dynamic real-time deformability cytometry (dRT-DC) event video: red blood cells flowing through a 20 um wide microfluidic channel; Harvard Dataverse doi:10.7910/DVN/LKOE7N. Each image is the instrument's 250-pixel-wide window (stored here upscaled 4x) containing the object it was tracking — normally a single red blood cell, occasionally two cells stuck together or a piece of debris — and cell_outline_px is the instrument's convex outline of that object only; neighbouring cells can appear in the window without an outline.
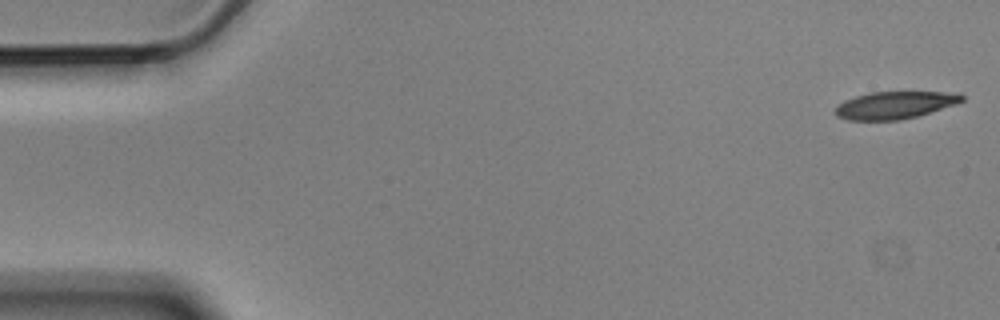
{"species": "Egyptian fruit bat (a non-hibernating species)", "species_latin": "Rousettus aegyptiacus", "temperature_condition": "cold", "stored_images_in_passage": 6, "camera_frame_rate_fps": 3000, "um_per_image_px": 0.085, "animal": {"sex": "male"}, "frame": {"image": 1, "passage_image": 1, "time_ms": 0.0, "image_size_px": [1000, 320], "cell_outline_px": [[964, 100], [956, 104], [916, 116], [900, 120], [848, 120], [836, 116], [832, 112], [836, 104], [844, 100], [856, 96], [872, 92], [960, 92], [964, 96]], "centroid_in_image_um": [76.02, 8.93], "position_along_channel_um": 9.0, "area_um2": 20.35}}
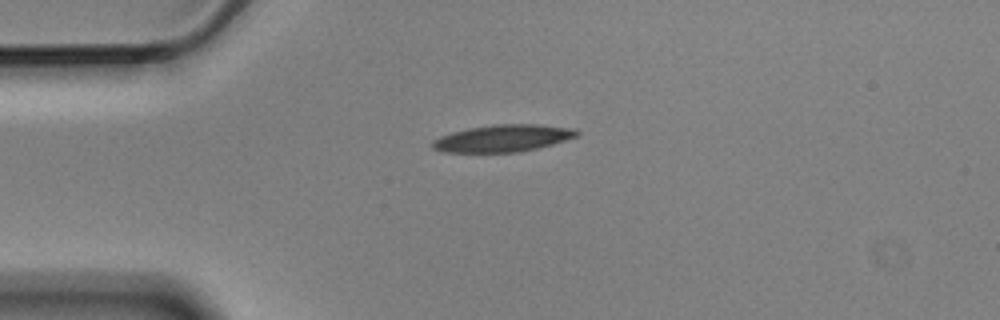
{"frame": {"image": 2, "passage_image": 4, "time_ms": 1.0, "image_size_px": [1000, 320], "cell_outline_px": [[580, 132], [576, 136], [552, 144], [520, 152], [444, 152], [432, 148], [432, 140], [440, 136], [452, 132], [468, 128], [496, 124], [536, 124], [576, 128]], "centroid_in_image_um": [42.74, 11.74], "position_along_channel_um": 42.3, "area_um2": 22.72}}
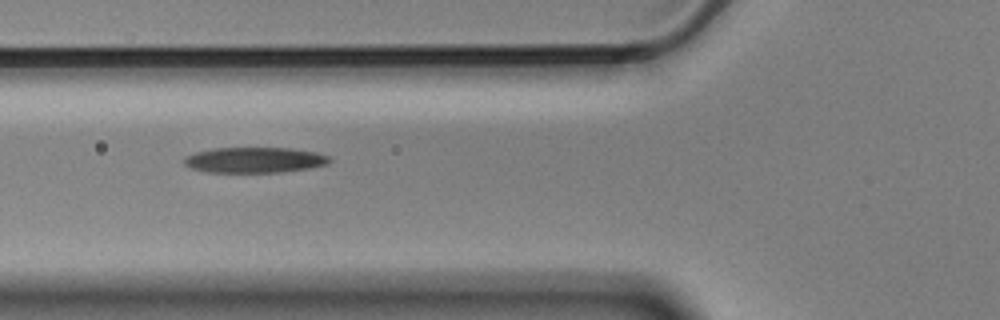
{"frame": {"image": 3, "passage_image": 6, "time_ms": 1.667, "image_size_px": [1000, 320], "cell_outline_px": [[332, 160], [328, 164], [308, 168], [280, 172], [208, 172], [192, 168], [184, 164], [184, 156], [196, 152], [212, 148], [292, 148], [316, 152], [332, 156]], "centroid_in_image_um": [21.67, 13.59], "position_along_channel_um": 104.1, "area_um2": 21.73}}